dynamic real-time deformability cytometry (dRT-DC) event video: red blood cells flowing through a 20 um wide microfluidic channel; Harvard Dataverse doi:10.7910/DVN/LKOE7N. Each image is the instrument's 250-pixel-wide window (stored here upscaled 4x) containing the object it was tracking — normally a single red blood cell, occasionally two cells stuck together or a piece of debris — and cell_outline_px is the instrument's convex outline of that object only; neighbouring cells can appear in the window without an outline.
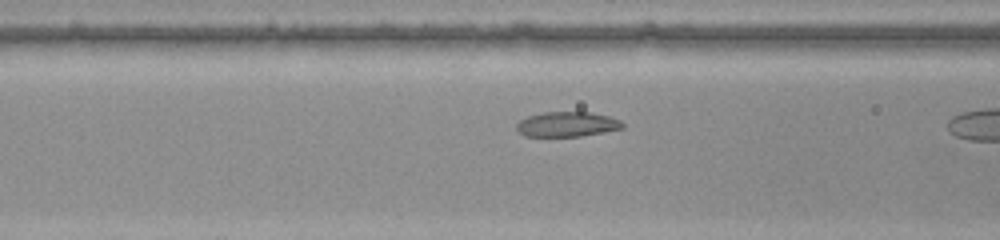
{"species": "common noctule bat (a hibernating species)", "species_latin": "Nyctalus noctula", "temperature_condition": "warm", "stored_images_in_passage": 29, "camera_frame_rate_fps": 3000, "um_per_image_px": 0.085, "animal": {"sex": "female", "body_mass_g": 22.0, "forearm_length_mm": 56.7}, "frame": {"image": 1, "passage_image": 9, "time_ms": 2.667, "image_size_px": [1000, 240], "cell_outline_px": [[624, 128], [604, 132], [580, 136], [524, 136], [516, 128], [516, 124], [520, 120], [528, 116], [544, 112], [592, 112], [608, 116], [620, 120], [624, 124]], "centroid_in_image_um": [48.22, 10.56], "position_along_channel_um": 118.4, "area_um2": 15.37}}
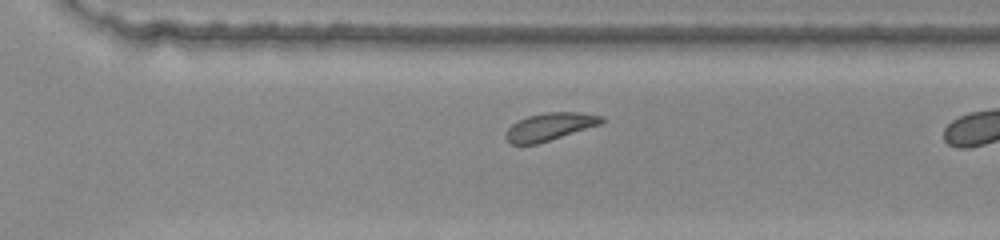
{"frame": {"image": 2, "passage_image": 25, "time_ms": 8.0, "image_size_px": [1000, 240], "cell_outline_px": [[604, 120], [600, 124], [536, 144], [512, 144], [504, 136], [504, 132], [512, 124], [528, 116], [544, 112], [580, 112], [604, 116]], "centroid_in_image_um": [46.71, 10.75], "position_along_channel_um": 323.9, "area_um2": 15.2}}